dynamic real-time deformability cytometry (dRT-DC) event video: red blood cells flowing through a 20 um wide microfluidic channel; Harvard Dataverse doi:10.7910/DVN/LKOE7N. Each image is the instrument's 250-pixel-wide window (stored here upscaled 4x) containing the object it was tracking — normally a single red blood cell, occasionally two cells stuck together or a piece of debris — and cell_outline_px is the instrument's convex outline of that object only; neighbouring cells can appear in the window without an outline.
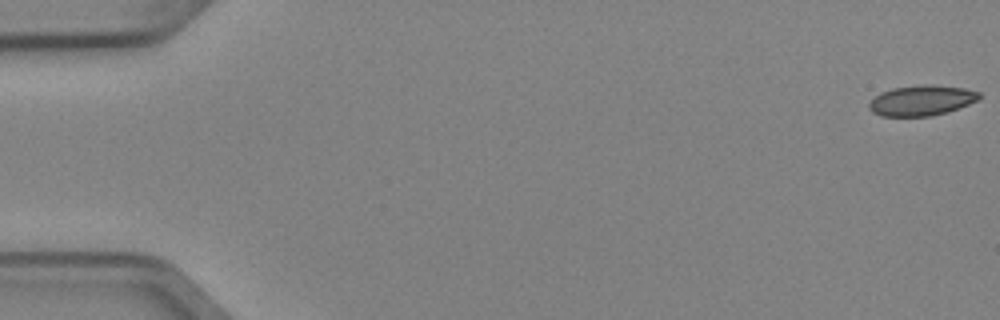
{"species": "Egyptian fruit bat (a non-hibernating species)", "species_latin": "Rousettus aegyptiacus", "temperature_condition": "cold", "stored_images_in_passage": 5, "camera_frame_rate_fps": 3000, "um_per_image_px": 0.085, "animal": {"sex": "female"}, "frame": {"image": 1, "passage_image": 1, "time_ms": 0.0, "image_size_px": [1000, 320], "cell_outline_px": [[980, 96], [976, 100], [968, 104], [948, 112], [932, 116], [880, 116], [872, 112], [868, 108], [868, 104], [880, 92], [892, 88], [928, 84], [932, 84], [964, 88], [980, 92]], "centroid_in_image_um": [78.31, 8.54], "position_along_channel_um": 6.7, "area_um2": 19.48}}
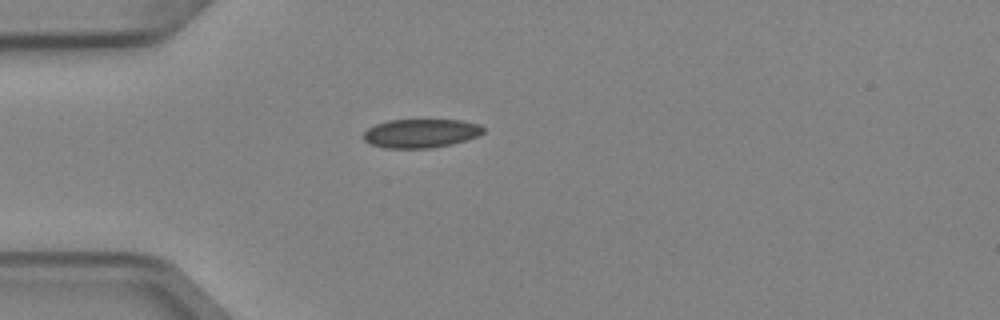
{"frame": {"image": 2, "passage_image": 5, "time_ms": 1.333, "image_size_px": [1000, 320], "cell_outline_px": [[484, 132], [476, 136], [452, 144], [432, 148], [384, 148], [372, 144], [364, 140], [364, 132], [368, 128], [376, 124], [388, 120], [460, 120], [480, 124], [484, 128]], "centroid_in_image_um": [35.77, 11.33], "position_along_channel_um": 49.2, "area_um2": 20.0}}